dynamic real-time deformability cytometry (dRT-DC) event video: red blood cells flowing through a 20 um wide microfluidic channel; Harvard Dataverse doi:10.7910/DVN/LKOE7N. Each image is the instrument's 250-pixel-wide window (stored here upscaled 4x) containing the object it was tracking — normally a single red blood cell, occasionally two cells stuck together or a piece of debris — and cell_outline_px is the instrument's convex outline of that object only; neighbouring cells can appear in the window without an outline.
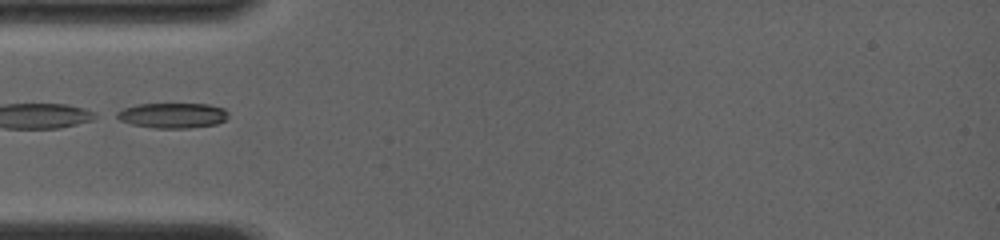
{"species": "common noctule bat (a hibernating species)", "species_latin": "Nyctalus noctula", "temperature_condition": "room temperature", "stored_images_in_passage": 11, "camera_frame_rate_fps": 4000, "um_per_image_px": 0.085, "animal": {"sex": "female", "body_mass_g": 19.0, "forearm_length_mm": 56.7}, "frame": {"image": 1, "passage_image": 1, "time_ms": 0.0, "image_size_px": [1000, 240], "cell_outline_px": [[228, 116], [224, 120], [216, 124], [188, 128], [156, 128], [132, 124], [120, 120], [112, 116], [116, 112], [124, 108], [136, 104], [208, 104], [224, 108], [228, 112]], "centroid_in_image_um": [14.64, 9.8], "position_along_channel_um": 70.4, "area_um2": 16.42}}